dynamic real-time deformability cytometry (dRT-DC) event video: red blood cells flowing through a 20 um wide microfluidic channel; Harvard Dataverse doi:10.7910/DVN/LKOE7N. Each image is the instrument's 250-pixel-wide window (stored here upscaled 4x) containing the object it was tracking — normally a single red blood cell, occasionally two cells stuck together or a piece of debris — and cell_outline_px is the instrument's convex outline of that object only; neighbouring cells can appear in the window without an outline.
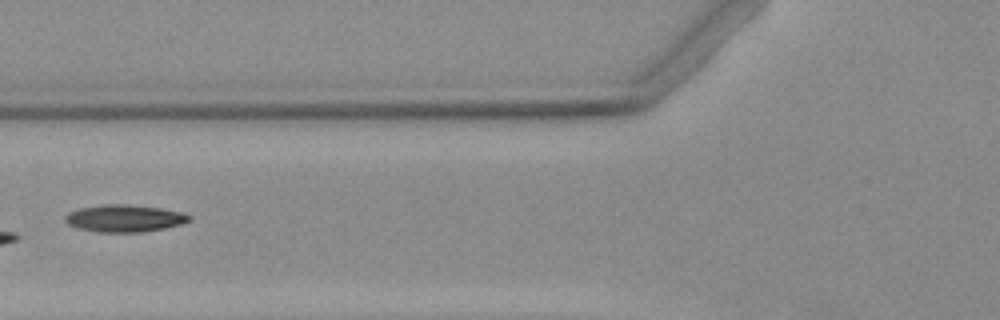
{"species": "Egyptian fruit bat (a non-hibernating species)", "species_latin": "Rousettus aegyptiacus", "temperature_condition": "warm", "stored_images_in_passage": 6, "camera_frame_rate_fps": 3000, "um_per_image_px": 0.085, "animal": {"sex": "female"}, "frame": {"image": 1, "passage_image": 5, "time_ms": 5.0, "image_size_px": [1000, 320], "cell_outline_px": [[192, 220], [180, 224], [164, 228], [140, 232], [96, 232], [76, 228], [68, 224], [64, 220], [64, 216], [68, 212], [80, 208], [104, 204], [128, 204], [160, 208], [184, 212], [192, 216]], "centroid_in_image_um": [10.57, 18.55], "position_along_channel_um": 115.2, "area_um2": 19.83}}
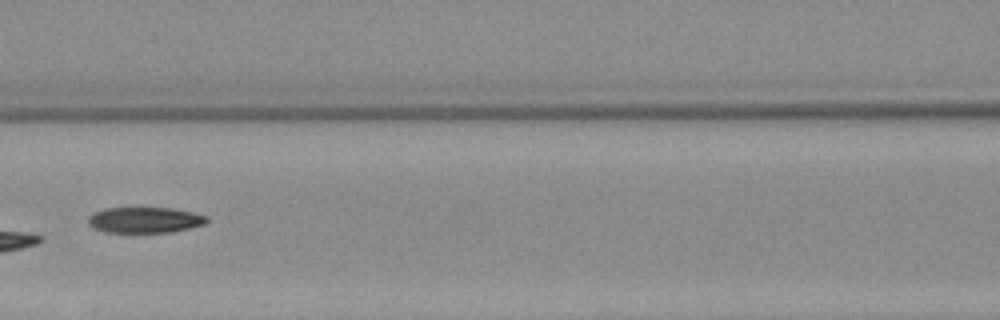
{"frame": {"image": 2, "passage_image": 6, "time_ms": 6.0, "image_size_px": [1000, 320], "cell_outline_px": [[208, 220], [204, 224], [172, 232], [104, 232], [92, 228], [88, 224], [88, 216], [92, 212], [104, 208], [172, 208], [192, 212], [208, 216]], "centroid_in_image_um": [12.26, 18.69], "position_along_channel_um": 154.3, "area_um2": 17.92}}